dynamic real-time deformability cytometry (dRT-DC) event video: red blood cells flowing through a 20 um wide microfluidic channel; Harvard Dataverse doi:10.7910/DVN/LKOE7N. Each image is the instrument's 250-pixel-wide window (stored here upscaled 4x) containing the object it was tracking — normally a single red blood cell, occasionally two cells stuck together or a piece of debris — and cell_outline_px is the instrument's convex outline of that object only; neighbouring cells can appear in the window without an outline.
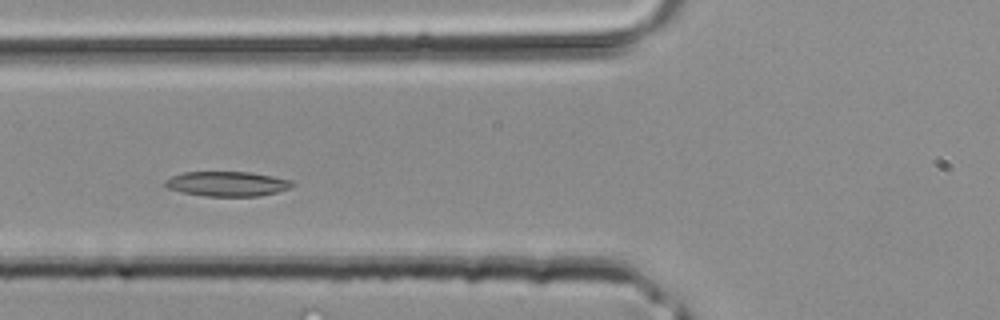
{"species": "common noctule bat (a hibernating species)", "species_latin": "Nyctalus noctula", "temperature_condition": "room temperature", "stored_images_in_passage": 30, "camera_frame_rate_fps": 3000, "um_per_image_px": 0.085, "animal": {"sex": "male", "body_mass_g": 20.4}, "frame": {"image": 1, "passage_image": 9, "time_ms": 2.667, "image_size_px": [1000, 320], "cell_outline_px": [[296, 184], [288, 188], [276, 192], [260, 196], [208, 196], [184, 192], [168, 188], [164, 184], [164, 180], [172, 176], [184, 172], [248, 172], [272, 176], [292, 180]], "centroid_in_image_um": [19.32, 15.62], "position_along_channel_um": 106.5, "area_um2": 18.21}}
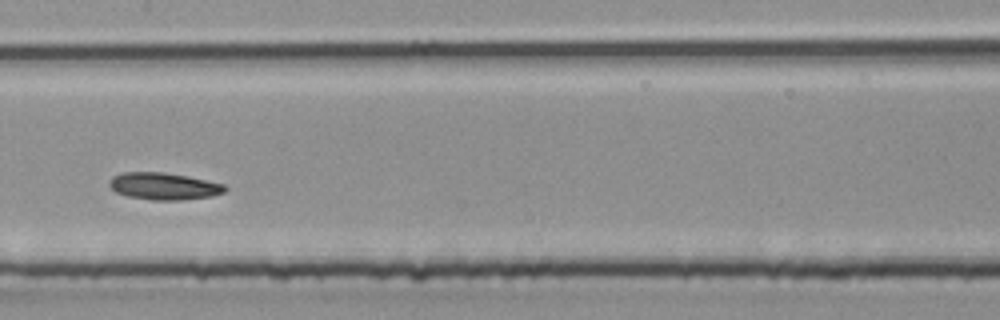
{"frame": {"image": 2, "passage_image": 14, "time_ms": 4.333, "image_size_px": [1000, 320], "cell_outline_px": [[228, 188], [224, 192], [212, 196], [180, 200], [152, 200], [128, 196], [116, 192], [108, 184], [108, 180], [112, 176], [124, 172], [164, 172], [188, 176], [224, 184]], "centroid_in_image_um": [13.92, 15.82], "position_along_channel_um": 193.5, "area_um2": 18.26}}
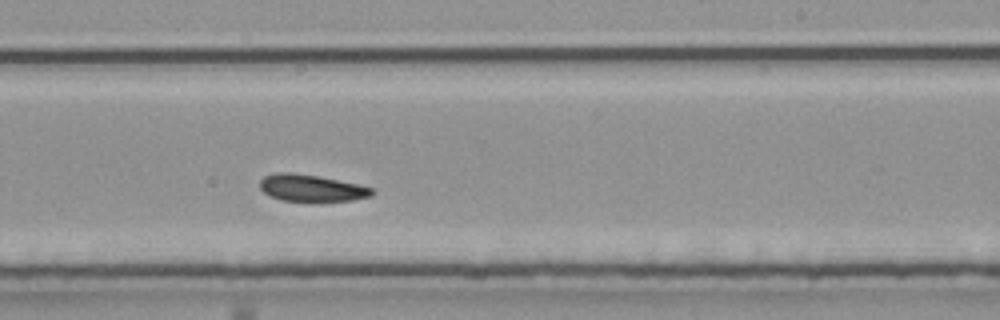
{"frame": {"image": 3, "passage_image": 18, "time_ms": 5.667, "image_size_px": [1000, 320], "cell_outline_px": [[372, 196], [352, 200], [280, 200], [264, 192], [260, 188], [260, 180], [264, 176], [276, 172], [292, 172], [316, 176], [356, 184], [372, 188]], "centroid_in_image_um": [26.42, 15.96], "position_along_channel_um": 262.6, "area_um2": 16.99}}